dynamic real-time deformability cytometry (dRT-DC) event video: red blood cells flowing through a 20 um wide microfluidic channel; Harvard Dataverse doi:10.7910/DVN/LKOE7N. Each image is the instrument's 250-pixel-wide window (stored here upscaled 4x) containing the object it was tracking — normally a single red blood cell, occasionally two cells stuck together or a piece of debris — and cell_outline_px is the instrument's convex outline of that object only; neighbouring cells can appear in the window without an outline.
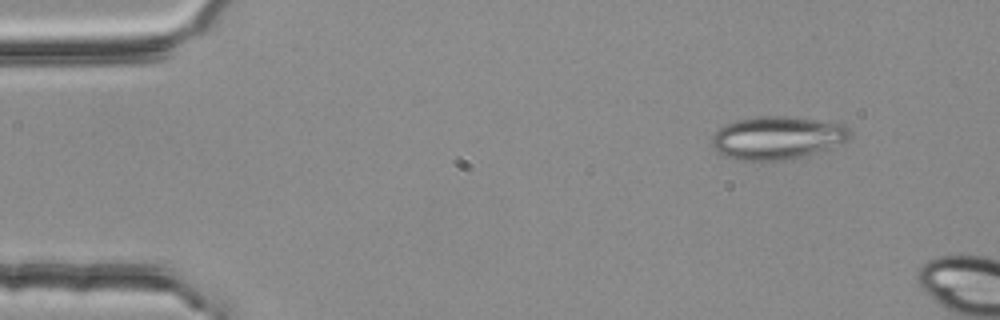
{"species": "common noctule bat (a hibernating species)", "species_latin": "Nyctalus noctula", "temperature_condition": "room temperature", "stored_images_in_passage": 2, "camera_frame_rate_fps": 3000, "um_per_image_px": 0.085, "animal": {"sex": "female", "body_mass_g": 25.1}, "frame": {"image": 1, "passage_image": 1, "time_ms": 0.0, "image_size_px": [1000, 320], "cell_outline_px": [[852, 136], [844, 140], [816, 152], [800, 156], [780, 160], [736, 160], [720, 156], [712, 148], [712, 136], [720, 128], [736, 120], [756, 116], [788, 116], [844, 124], [852, 132]], "centroid_in_image_um": [65.98, 11.71], "position_along_channel_um": 19.0, "area_um2": 34.28}}